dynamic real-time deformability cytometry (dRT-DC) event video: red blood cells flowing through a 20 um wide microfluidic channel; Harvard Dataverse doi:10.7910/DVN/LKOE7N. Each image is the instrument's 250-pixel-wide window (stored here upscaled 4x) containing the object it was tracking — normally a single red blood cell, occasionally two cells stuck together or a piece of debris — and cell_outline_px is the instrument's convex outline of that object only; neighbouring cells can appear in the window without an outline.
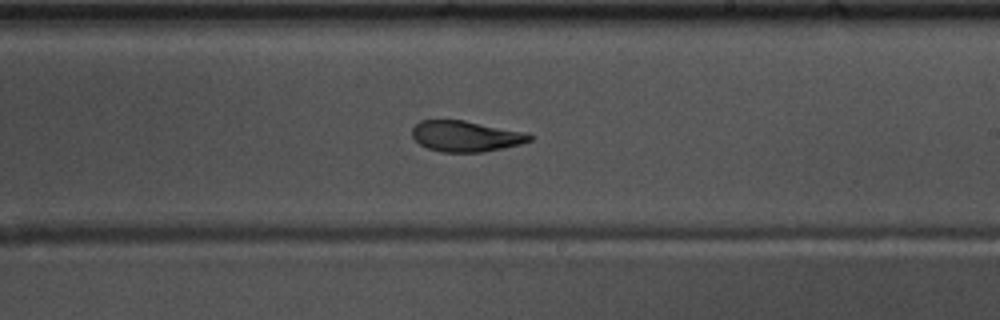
{"species": "common noctule bat (a hibernating species)", "species_latin": "Nyctalus noctula", "temperature_condition": "warm", "stored_images_in_passage": 55, "camera_frame_rate_fps": 3000, "um_per_image_px": 0.085, "animal": {"sex": "male", "body_mass_g": 17.5, "forearm_length_mm": 52.3}, "frame": {"image": 1, "passage_image": 32, "time_ms": 10.333, "image_size_px": [1000, 320], "cell_outline_px": [[532, 140], [520, 144], [484, 152], [440, 152], [428, 148], [420, 144], [412, 136], [412, 128], [420, 120], [464, 120], [520, 132], [532, 136]], "centroid_in_image_um": [39.52, 11.58], "position_along_channel_um": 249.5, "area_um2": 20.75}}
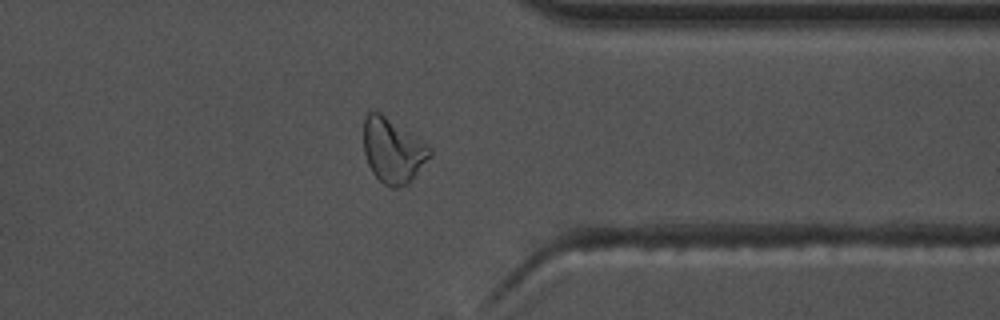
{"frame": {"image": 2, "passage_image": 43, "time_ms": 14.0, "image_size_px": [1000, 320], "cell_outline_px": [[432, 156], [412, 180], [408, 184], [396, 188], [392, 188], [384, 184], [372, 172], [368, 164], [364, 152], [364, 112], [380, 112], [428, 144], [432, 148]], "centroid_in_image_um": [33.41, 12.8], "position_along_channel_um": 378.0, "area_um2": 25.14}}
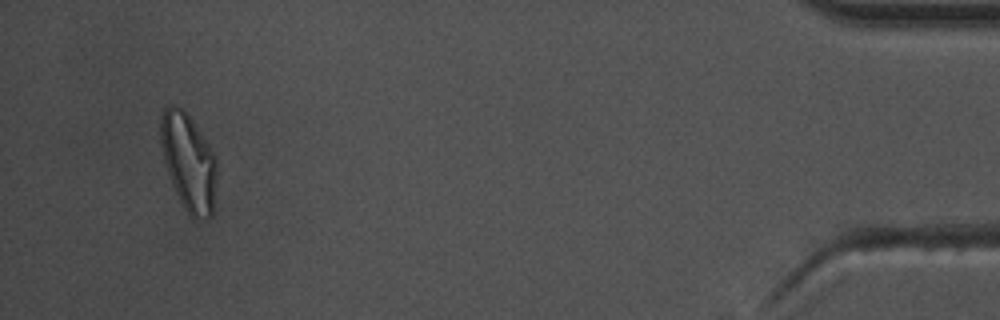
{"frame": {"image": 3, "passage_image": 52, "time_ms": 17.0, "image_size_px": [1000, 320], "cell_outline_px": [[216, 176], [212, 216], [208, 220], [204, 220], [192, 216], [184, 208], [176, 192], [168, 172], [164, 160], [160, 144], [160, 116], [164, 108], [172, 104], [176, 104], [188, 116], [208, 144], [216, 156]], "centroid_in_image_um": [16.01, 13.77], "position_along_channel_um": 419.2, "area_um2": 31.39}, "authors_computed_cell_mechanics": {"area_um2": 22.0796, "velocity_mm_per_s": 3.6696, "shape_relaxation_time_tau1_ms": 4.1347, "shape_relaxation_time_tau2_ms": 2.3785, "deformation_change_tau1": 0.1752, "deformation_change_tau2": 0.1036}}